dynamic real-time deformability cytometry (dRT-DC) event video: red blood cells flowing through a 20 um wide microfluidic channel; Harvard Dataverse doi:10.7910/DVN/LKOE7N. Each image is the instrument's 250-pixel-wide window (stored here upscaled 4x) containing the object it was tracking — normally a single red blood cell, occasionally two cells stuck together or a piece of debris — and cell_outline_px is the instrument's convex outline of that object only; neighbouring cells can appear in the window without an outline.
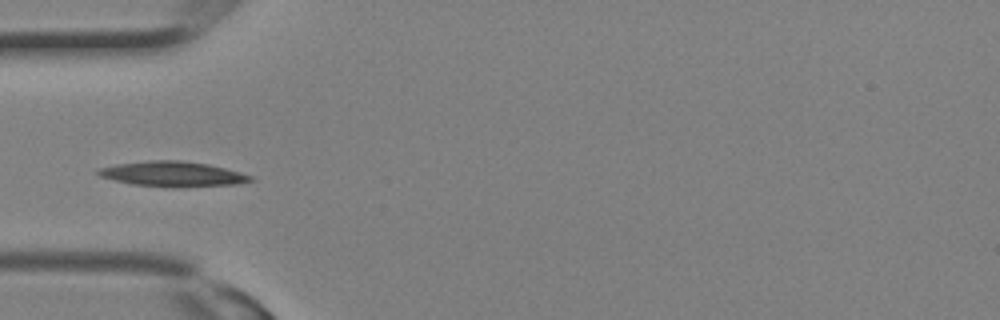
{"species": "Egyptian fruit bat (a non-hibernating species)", "species_latin": "Rousettus aegyptiacus", "temperature_condition": "room temperature", "stored_images_in_passage": 12, "camera_frame_rate_fps": 3000, "um_per_image_px": 0.085, "animal": {"sex": "female"}, "frame": {"image": 1, "passage_image": 7, "time_ms": 2.0, "image_size_px": [1000, 320], "cell_outline_px": [[256, 180], [236, 184], [132, 184], [100, 176], [96, 172], [100, 168], [116, 164], [148, 160], [180, 160], [208, 164], [240, 172], [252, 176]], "centroid_in_image_um": [14.66, 14.72], "position_along_channel_um": 70.3, "area_um2": 20.81}}
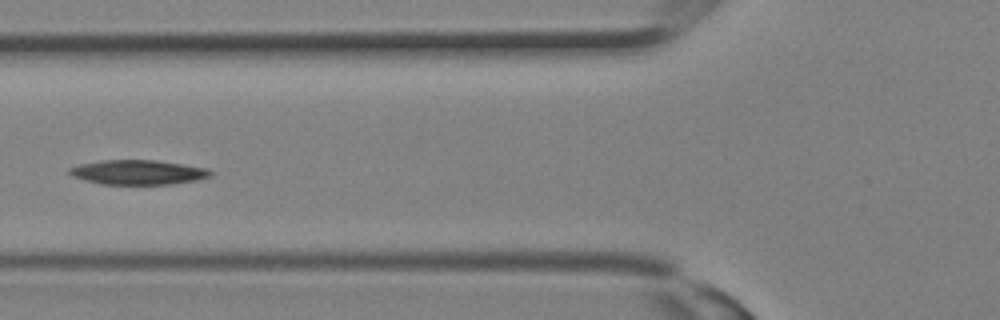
{"frame": {"image": 2, "passage_image": 9, "time_ms": 2.667, "image_size_px": [1000, 320], "cell_outline_px": [[212, 176], [196, 180], [172, 184], [100, 184], [72, 176], [68, 172], [68, 168], [80, 164], [100, 160], [156, 160], [208, 168], [212, 172]], "centroid_in_image_um": [11.73, 14.64], "position_along_channel_um": 114.1, "area_um2": 20.23}}
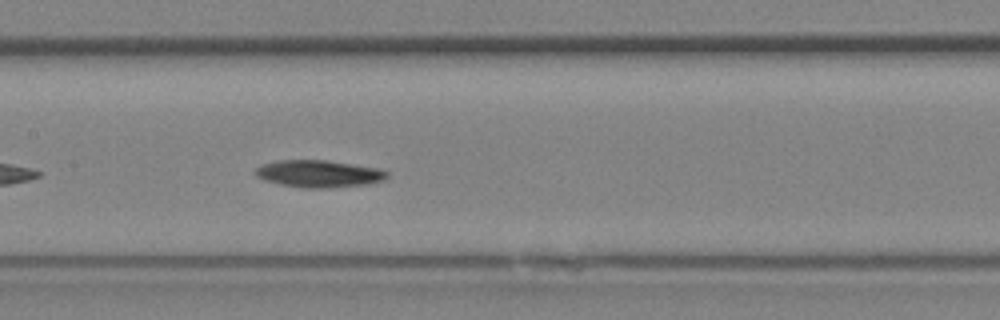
{"frame": {"image": 3, "passage_image": 12, "time_ms": 3.667, "image_size_px": [1000, 320], "cell_outline_px": [[388, 176], [384, 180], [364, 184], [324, 188], [304, 188], [280, 184], [256, 176], [256, 168], [260, 164], [280, 160], [328, 160], [380, 168], [388, 172]], "centroid_in_image_um": [27.12, 14.75], "position_along_channel_um": 180.3, "area_um2": 20.69}}